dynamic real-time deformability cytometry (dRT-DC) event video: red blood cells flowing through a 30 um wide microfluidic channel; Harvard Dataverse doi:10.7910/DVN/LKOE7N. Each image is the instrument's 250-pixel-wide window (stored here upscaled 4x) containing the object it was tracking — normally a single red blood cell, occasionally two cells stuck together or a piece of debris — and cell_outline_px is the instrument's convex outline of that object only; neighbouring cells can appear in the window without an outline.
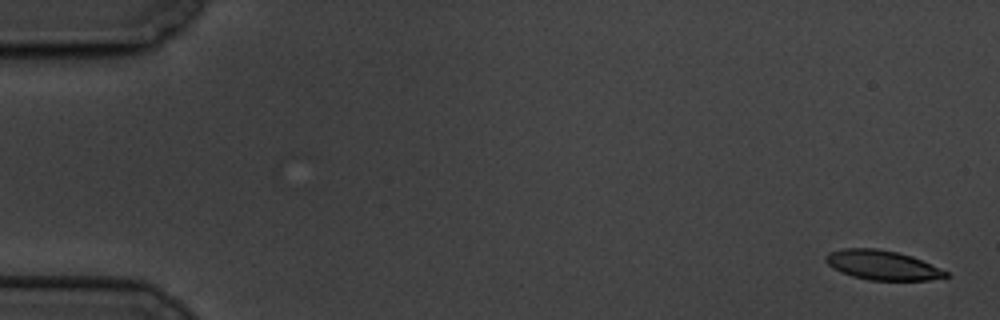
{"species": "common noctule bat (a hibernating species)", "species_latin": "Nyctalus noctula", "temperature_condition": "cold", "stored_images_in_passage": 8, "camera_frame_rate_fps": 3000, "um_per_image_px": 0.085, "animal": {"sex": "male", "body_mass_g": 19.5, "forearm_length_mm": 54.6}, "frame": {"image": 1, "passage_image": 1, "time_ms": 0.0, "image_size_px": [1000, 320], "cell_outline_px": [[952, 276], [928, 280], [868, 280], [852, 276], [840, 272], [832, 268], [824, 260], [824, 256], [828, 252], [844, 248], [876, 248], [896, 252], [912, 256], [948, 272]], "centroid_in_image_um": [74.96, 22.53], "position_along_channel_um": 10.0, "area_um2": 20.69}}
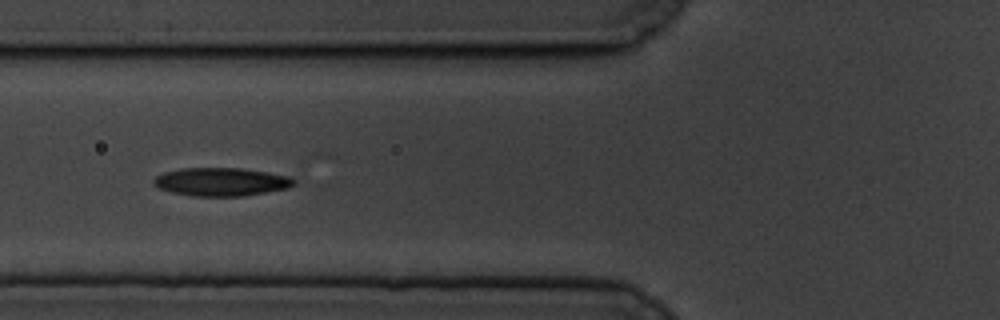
{"frame": {"image": 2, "passage_image": 7, "time_ms": 7.0, "image_size_px": [1000, 320], "cell_outline_px": [[296, 184], [288, 188], [244, 196], [192, 196], [172, 192], [160, 188], [152, 184], [152, 180], [156, 176], [164, 172], [180, 168], [240, 168], [268, 172], [288, 176], [296, 180]], "centroid_in_image_um": [18.8, 15.45], "position_along_channel_um": 107.0, "area_um2": 23.18}}
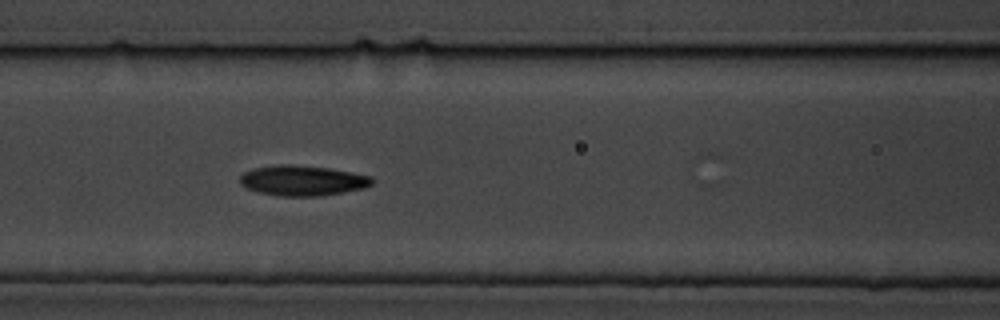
{"frame": {"image": 3, "passage_image": 8, "time_ms": 8.0, "image_size_px": [1000, 320], "cell_outline_px": [[372, 184], [364, 188], [344, 192], [320, 196], [280, 196], [260, 192], [244, 188], [240, 184], [240, 176], [244, 172], [252, 168], [280, 164], [288, 164], [328, 168], [372, 176]], "centroid_in_image_um": [25.68, 15.35], "position_along_channel_um": 140.9, "area_um2": 23.29}}